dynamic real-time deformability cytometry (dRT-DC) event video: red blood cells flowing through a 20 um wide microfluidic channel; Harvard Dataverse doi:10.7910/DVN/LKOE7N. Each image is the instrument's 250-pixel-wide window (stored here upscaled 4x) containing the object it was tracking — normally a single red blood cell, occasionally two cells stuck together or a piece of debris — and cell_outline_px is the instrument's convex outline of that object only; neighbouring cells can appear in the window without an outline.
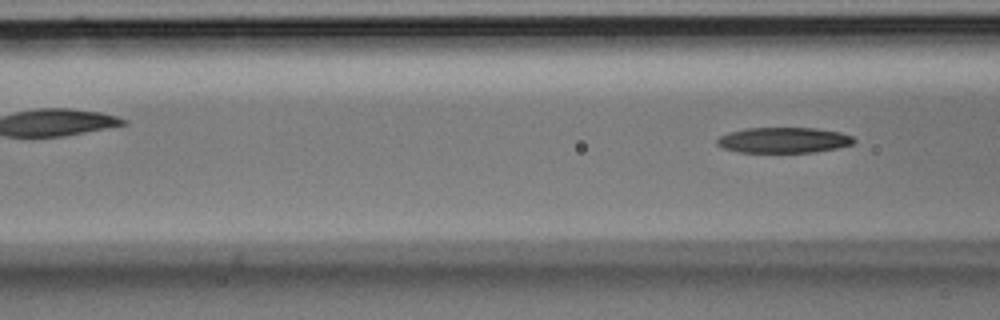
{"species": "Egyptian fruit bat (a non-hibernating species)", "species_latin": "Rousettus aegyptiacus", "temperature_condition": "room temperature", "stored_images_in_passage": 5, "camera_frame_rate_fps": 3000, "um_per_image_px": 0.085, "animal": {"sex": "male"}, "frame": {"image": 1, "passage_image": 5, "time_ms": 1.333, "image_size_px": [1000, 320], "cell_outline_px": [[856, 140], [852, 144], [836, 148], [816, 152], [740, 152], [724, 148], [716, 144], [716, 140], [720, 136], [728, 132], [744, 128], [816, 128], [840, 132], [852, 136]], "centroid_in_image_um": [66.6, 11.9], "position_along_channel_um": 100.0, "area_um2": 20.4}}